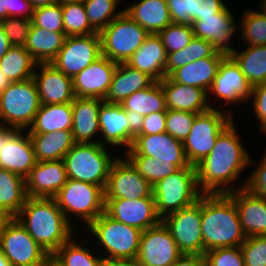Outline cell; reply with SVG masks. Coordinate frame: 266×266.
I'll return each instance as SVG.
<instances>
[{"mask_svg":"<svg viewBox=\"0 0 266 266\" xmlns=\"http://www.w3.org/2000/svg\"><path fill=\"white\" fill-rule=\"evenodd\" d=\"M234 120L219 134L211 152L196 167L198 187L203 194L230 193L242 171L250 166L251 157L245 150Z\"/></svg>","mask_w":266,"mask_h":266,"instance_id":"cell-1","label":"cell"},{"mask_svg":"<svg viewBox=\"0 0 266 266\" xmlns=\"http://www.w3.org/2000/svg\"><path fill=\"white\" fill-rule=\"evenodd\" d=\"M201 231L204 254L216 248L241 246L246 240L237 207L229 193L202 194Z\"/></svg>","mask_w":266,"mask_h":266,"instance_id":"cell-2","label":"cell"},{"mask_svg":"<svg viewBox=\"0 0 266 266\" xmlns=\"http://www.w3.org/2000/svg\"><path fill=\"white\" fill-rule=\"evenodd\" d=\"M15 218L49 254L75 235L76 229L53 198L28 197Z\"/></svg>","mask_w":266,"mask_h":266,"instance_id":"cell-3","label":"cell"},{"mask_svg":"<svg viewBox=\"0 0 266 266\" xmlns=\"http://www.w3.org/2000/svg\"><path fill=\"white\" fill-rule=\"evenodd\" d=\"M85 228L104 249L101 256L106 262L137 258L143 232L140 229L116 221L105 212Z\"/></svg>","mask_w":266,"mask_h":266,"instance_id":"cell-4","label":"cell"},{"mask_svg":"<svg viewBox=\"0 0 266 266\" xmlns=\"http://www.w3.org/2000/svg\"><path fill=\"white\" fill-rule=\"evenodd\" d=\"M157 214L161 219L197 202L202 196L195 166L179 168L152 187Z\"/></svg>","mask_w":266,"mask_h":266,"instance_id":"cell-5","label":"cell"},{"mask_svg":"<svg viewBox=\"0 0 266 266\" xmlns=\"http://www.w3.org/2000/svg\"><path fill=\"white\" fill-rule=\"evenodd\" d=\"M110 154L101 143H75L63 158L67 178L105 189L110 168L117 158Z\"/></svg>","mask_w":266,"mask_h":266,"instance_id":"cell-6","label":"cell"},{"mask_svg":"<svg viewBox=\"0 0 266 266\" xmlns=\"http://www.w3.org/2000/svg\"><path fill=\"white\" fill-rule=\"evenodd\" d=\"M53 199L72 225L71 216L88 226L105 211V191L96 184L67 179Z\"/></svg>","mask_w":266,"mask_h":266,"instance_id":"cell-7","label":"cell"},{"mask_svg":"<svg viewBox=\"0 0 266 266\" xmlns=\"http://www.w3.org/2000/svg\"><path fill=\"white\" fill-rule=\"evenodd\" d=\"M40 105L33 78L10 82L0 92V124L25 132L33 123Z\"/></svg>","mask_w":266,"mask_h":266,"instance_id":"cell-8","label":"cell"},{"mask_svg":"<svg viewBox=\"0 0 266 266\" xmlns=\"http://www.w3.org/2000/svg\"><path fill=\"white\" fill-rule=\"evenodd\" d=\"M231 109H209L195 117L191 131L183 142L192 166L201 162L214 147L219 134L234 120Z\"/></svg>","mask_w":266,"mask_h":266,"instance_id":"cell-9","label":"cell"},{"mask_svg":"<svg viewBox=\"0 0 266 266\" xmlns=\"http://www.w3.org/2000/svg\"><path fill=\"white\" fill-rule=\"evenodd\" d=\"M99 34L102 55L116 63H126L149 35L124 11Z\"/></svg>","mask_w":266,"mask_h":266,"instance_id":"cell-10","label":"cell"},{"mask_svg":"<svg viewBox=\"0 0 266 266\" xmlns=\"http://www.w3.org/2000/svg\"><path fill=\"white\" fill-rule=\"evenodd\" d=\"M182 254L203 255L201 197L194 204L162 219Z\"/></svg>","mask_w":266,"mask_h":266,"instance_id":"cell-11","label":"cell"},{"mask_svg":"<svg viewBox=\"0 0 266 266\" xmlns=\"http://www.w3.org/2000/svg\"><path fill=\"white\" fill-rule=\"evenodd\" d=\"M0 251L11 266H40L50 255L15 217L0 235Z\"/></svg>","mask_w":266,"mask_h":266,"instance_id":"cell-12","label":"cell"},{"mask_svg":"<svg viewBox=\"0 0 266 266\" xmlns=\"http://www.w3.org/2000/svg\"><path fill=\"white\" fill-rule=\"evenodd\" d=\"M101 56L102 49L99 33L67 36L63 47L51 64L65 75L74 78Z\"/></svg>","mask_w":266,"mask_h":266,"instance_id":"cell-13","label":"cell"},{"mask_svg":"<svg viewBox=\"0 0 266 266\" xmlns=\"http://www.w3.org/2000/svg\"><path fill=\"white\" fill-rule=\"evenodd\" d=\"M152 185L143 178L132 163L124 156L113 162L108 176L105 199L134 200L152 194Z\"/></svg>","mask_w":266,"mask_h":266,"instance_id":"cell-14","label":"cell"},{"mask_svg":"<svg viewBox=\"0 0 266 266\" xmlns=\"http://www.w3.org/2000/svg\"><path fill=\"white\" fill-rule=\"evenodd\" d=\"M252 88L237 63L227 55L219 65L216 77L207 92L208 103L211 109H216L215 106L210 104L211 97L213 99L212 103H214L213 97H216L215 99L223 100V103H225L223 105L248 102ZM211 94L212 96L210 97Z\"/></svg>","mask_w":266,"mask_h":266,"instance_id":"cell-15","label":"cell"},{"mask_svg":"<svg viewBox=\"0 0 266 266\" xmlns=\"http://www.w3.org/2000/svg\"><path fill=\"white\" fill-rule=\"evenodd\" d=\"M182 256L170 231L161 221L142 232L137 260L144 266H171Z\"/></svg>","mask_w":266,"mask_h":266,"instance_id":"cell-16","label":"cell"},{"mask_svg":"<svg viewBox=\"0 0 266 266\" xmlns=\"http://www.w3.org/2000/svg\"><path fill=\"white\" fill-rule=\"evenodd\" d=\"M123 155H143L157 158L162 163L174 164L178 169L190 165L183 142L176 140L170 134L137 135L131 147Z\"/></svg>","mask_w":266,"mask_h":266,"instance_id":"cell-17","label":"cell"},{"mask_svg":"<svg viewBox=\"0 0 266 266\" xmlns=\"http://www.w3.org/2000/svg\"><path fill=\"white\" fill-rule=\"evenodd\" d=\"M108 216L116 221L122 222L145 231L158 225L162 219L156 211L153 195L140 199H105V211Z\"/></svg>","mask_w":266,"mask_h":266,"instance_id":"cell-18","label":"cell"},{"mask_svg":"<svg viewBox=\"0 0 266 266\" xmlns=\"http://www.w3.org/2000/svg\"><path fill=\"white\" fill-rule=\"evenodd\" d=\"M41 104L72 103L73 79L51 63H38L33 74Z\"/></svg>","mask_w":266,"mask_h":266,"instance_id":"cell-19","label":"cell"},{"mask_svg":"<svg viewBox=\"0 0 266 266\" xmlns=\"http://www.w3.org/2000/svg\"><path fill=\"white\" fill-rule=\"evenodd\" d=\"M235 21L233 12L226 6L216 16L202 17L191 26L195 37L209 41L217 50L229 54L235 49L231 42L238 28Z\"/></svg>","mask_w":266,"mask_h":266,"instance_id":"cell-20","label":"cell"},{"mask_svg":"<svg viewBox=\"0 0 266 266\" xmlns=\"http://www.w3.org/2000/svg\"><path fill=\"white\" fill-rule=\"evenodd\" d=\"M117 64L102 55L83 69L72 78L75 96L104 100L110 89Z\"/></svg>","mask_w":266,"mask_h":266,"instance_id":"cell-21","label":"cell"},{"mask_svg":"<svg viewBox=\"0 0 266 266\" xmlns=\"http://www.w3.org/2000/svg\"><path fill=\"white\" fill-rule=\"evenodd\" d=\"M67 174L63 159L37 161L26 180V192L30 198H53L66 184Z\"/></svg>","mask_w":266,"mask_h":266,"instance_id":"cell-22","label":"cell"},{"mask_svg":"<svg viewBox=\"0 0 266 266\" xmlns=\"http://www.w3.org/2000/svg\"><path fill=\"white\" fill-rule=\"evenodd\" d=\"M16 130L0 151V168L26 179L37 163L29 133Z\"/></svg>","mask_w":266,"mask_h":266,"instance_id":"cell-23","label":"cell"},{"mask_svg":"<svg viewBox=\"0 0 266 266\" xmlns=\"http://www.w3.org/2000/svg\"><path fill=\"white\" fill-rule=\"evenodd\" d=\"M100 143L112 147H131L134 138L130 135V125L121 104L103 102L99 109Z\"/></svg>","mask_w":266,"mask_h":266,"instance_id":"cell-24","label":"cell"},{"mask_svg":"<svg viewBox=\"0 0 266 266\" xmlns=\"http://www.w3.org/2000/svg\"><path fill=\"white\" fill-rule=\"evenodd\" d=\"M103 102L104 100L100 98H74L72 102L73 123L71 131L75 143H100V140L94 137L100 134L99 109Z\"/></svg>","mask_w":266,"mask_h":266,"instance_id":"cell-25","label":"cell"},{"mask_svg":"<svg viewBox=\"0 0 266 266\" xmlns=\"http://www.w3.org/2000/svg\"><path fill=\"white\" fill-rule=\"evenodd\" d=\"M160 83L165 94L167 109L197 114L211 109L208 93L204 89L176 83L169 76L163 78Z\"/></svg>","mask_w":266,"mask_h":266,"instance_id":"cell-26","label":"cell"},{"mask_svg":"<svg viewBox=\"0 0 266 266\" xmlns=\"http://www.w3.org/2000/svg\"><path fill=\"white\" fill-rule=\"evenodd\" d=\"M166 62L167 52L160 37L158 34H149L126 64L147 74L155 82H160L166 77Z\"/></svg>","mask_w":266,"mask_h":266,"instance_id":"cell-27","label":"cell"},{"mask_svg":"<svg viewBox=\"0 0 266 266\" xmlns=\"http://www.w3.org/2000/svg\"><path fill=\"white\" fill-rule=\"evenodd\" d=\"M229 194L234 199L245 235L247 237L266 235V201L245 188Z\"/></svg>","mask_w":266,"mask_h":266,"instance_id":"cell-28","label":"cell"},{"mask_svg":"<svg viewBox=\"0 0 266 266\" xmlns=\"http://www.w3.org/2000/svg\"><path fill=\"white\" fill-rule=\"evenodd\" d=\"M228 54L217 51L213 56L196 60L174 70L169 77L176 83L209 91L219 65Z\"/></svg>","mask_w":266,"mask_h":266,"instance_id":"cell-29","label":"cell"},{"mask_svg":"<svg viewBox=\"0 0 266 266\" xmlns=\"http://www.w3.org/2000/svg\"><path fill=\"white\" fill-rule=\"evenodd\" d=\"M153 82L154 80L147 74L130 67L126 63H118L104 101L121 104L127 97L149 87Z\"/></svg>","mask_w":266,"mask_h":266,"instance_id":"cell-30","label":"cell"},{"mask_svg":"<svg viewBox=\"0 0 266 266\" xmlns=\"http://www.w3.org/2000/svg\"><path fill=\"white\" fill-rule=\"evenodd\" d=\"M123 11L149 34H158L172 23L167 0H139Z\"/></svg>","mask_w":266,"mask_h":266,"instance_id":"cell-31","label":"cell"},{"mask_svg":"<svg viewBox=\"0 0 266 266\" xmlns=\"http://www.w3.org/2000/svg\"><path fill=\"white\" fill-rule=\"evenodd\" d=\"M223 0H167L172 23L192 25L202 17L216 16L227 4Z\"/></svg>","mask_w":266,"mask_h":266,"instance_id":"cell-32","label":"cell"},{"mask_svg":"<svg viewBox=\"0 0 266 266\" xmlns=\"http://www.w3.org/2000/svg\"><path fill=\"white\" fill-rule=\"evenodd\" d=\"M37 161H56L75 144L71 130H61L52 133H29Z\"/></svg>","mask_w":266,"mask_h":266,"instance_id":"cell-33","label":"cell"},{"mask_svg":"<svg viewBox=\"0 0 266 266\" xmlns=\"http://www.w3.org/2000/svg\"><path fill=\"white\" fill-rule=\"evenodd\" d=\"M65 32H51L32 23L24 47L37 63H51L63 47Z\"/></svg>","mask_w":266,"mask_h":266,"instance_id":"cell-34","label":"cell"},{"mask_svg":"<svg viewBox=\"0 0 266 266\" xmlns=\"http://www.w3.org/2000/svg\"><path fill=\"white\" fill-rule=\"evenodd\" d=\"M73 123L72 103L41 104L28 133H52L71 130Z\"/></svg>","mask_w":266,"mask_h":266,"instance_id":"cell-35","label":"cell"},{"mask_svg":"<svg viewBox=\"0 0 266 266\" xmlns=\"http://www.w3.org/2000/svg\"><path fill=\"white\" fill-rule=\"evenodd\" d=\"M242 52L236 48L228 55L237 63L251 86L266 82V46H247Z\"/></svg>","mask_w":266,"mask_h":266,"instance_id":"cell-36","label":"cell"},{"mask_svg":"<svg viewBox=\"0 0 266 266\" xmlns=\"http://www.w3.org/2000/svg\"><path fill=\"white\" fill-rule=\"evenodd\" d=\"M27 198L26 180L14 172L0 168V208L15 217Z\"/></svg>","mask_w":266,"mask_h":266,"instance_id":"cell-37","label":"cell"},{"mask_svg":"<svg viewBox=\"0 0 266 266\" xmlns=\"http://www.w3.org/2000/svg\"><path fill=\"white\" fill-rule=\"evenodd\" d=\"M37 62L24 46H12L0 60V70L10 82L33 77Z\"/></svg>","mask_w":266,"mask_h":266,"instance_id":"cell-38","label":"cell"},{"mask_svg":"<svg viewBox=\"0 0 266 266\" xmlns=\"http://www.w3.org/2000/svg\"><path fill=\"white\" fill-rule=\"evenodd\" d=\"M121 105L124 110L135 111L143 116L153 112L167 111L161 83L155 81L149 87L127 97Z\"/></svg>","mask_w":266,"mask_h":266,"instance_id":"cell-39","label":"cell"},{"mask_svg":"<svg viewBox=\"0 0 266 266\" xmlns=\"http://www.w3.org/2000/svg\"><path fill=\"white\" fill-rule=\"evenodd\" d=\"M217 51L209 41L194 36L192 41L183 49L167 53L166 77L177 68L202 58L211 57Z\"/></svg>","mask_w":266,"mask_h":266,"instance_id":"cell-40","label":"cell"},{"mask_svg":"<svg viewBox=\"0 0 266 266\" xmlns=\"http://www.w3.org/2000/svg\"><path fill=\"white\" fill-rule=\"evenodd\" d=\"M74 238L76 236L62 244L53 254L63 266H106V261L101 255L93 254L87 246L75 241Z\"/></svg>","mask_w":266,"mask_h":266,"instance_id":"cell-41","label":"cell"},{"mask_svg":"<svg viewBox=\"0 0 266 266\" xmlns=\"http://www.w3.org/2000/svg\"><path fill=\"white\" fill-rule=\"evenodd\" d=\"M259 10L245 9L242 12L238 33L241 32L240 38L248 46H266V12L262 8Z\"/></svg>","mask_w":266,"mask_h":266,"instance_id":"cell-42","label":"cell"},{"mask_svg":"<svg viewBox=\"0 0 266 266\" xmlns=\"http://www.w3.org/2000/svg\"><path fill=\"white\" fill-rule=\"evenodd\" d=\"M121 0H85L84 6L91 27L100 33L123 10L117 11Z\"/></svg>","mask_w":266,"mask_h":266,"instance_id":"cell-43","label":"cell"},{"mask_svg":"<svg viewBox=\"0 0 266 266\" xmlns=\"http://www.w3.org/2000/svg\"><path fill=\"white\" fill-rule=\"evenodd\" d=\"M63 24L66 36L97 33L90 25L84 3H62Z\"/></svg>","mask_w":266,"mask_h":266,"instance_id":"cell-44","label":"cell"},{"mask_svg":"<svg viewBox=\"0 0 266 266\" xmlns=\"http://www.w3.org/2000/svg\"><path fill=\"white\" fill-rule=\"evenodd\" d=\"M137 169L139 174L152 186L159 180L178 170L174 164L162 163L157 158L143 155H124Z\"/></svg>","mask_w":266,"mask_h":266,"instance_id":"cell-45","label":"cell"},{"mask_svg":"<svg viewBox=\"0 0 266 266\" xmlns=\"http://www.w3.org/2000/svg\"><path fill=\"white\" fill-rule=\"evenodd\" d=\"M158 36L166 52L171 53L186 47L192 41L194 34L191 25L171 23L159 32Z\"/></svg>","mask_w":266,"mask_h":266,"instance_id":"cell-46","label":"cell"},{"mask_svg":"<svg viewBox=\"0 0 266 266\" xmlns=\"http://www.w3.org/2000/svg\"><path fill=\"white\" fill-rule=\"evenodd\" d=\"M32 23L51 32H65L61 3L57 2L33 10Z\"/></svg>","mask_w":266,"mask_h":266,"instance_id":"cell-47","label":"cell"},{"mask_svg":"<svg viewBox=\"0 0 266 266\" xmlns=\"http://www.w3.org/2000/svg\"><path fill=\"white\" fill-rule=\"evenodd\" d=\"M197 115V113L167 109L166 133L184 142Z\"/></svg>","mask_w":266,"mask_h":266,"instance_id":"cell-48","label":"cell"},{"mask_svg":"<svg viewBox=\"0 0 266 266\" xmlns=\"http://www.w3.org/2000/svg\"><path fill=\"white\" fill-rule=\"evenodd\" d=\"M240 248L245 266H266V235L249 236Z\"/></svg>","mask_w":266,"mask_h":266,"instance_id":"cell-49","label":"cell"},{"mask_svg":"<svg viewBox=\"0 0 266 266\" xmlns=\"http://www.w3.org/2000/svg\"><path fill=\"white\" fill-rule=\"evenodd\" d=\"M0 25L12 46H24L32 26V21L28 18L7 17L0 20Z\"/></svg>","mask_w":266,"mask_h":266,"instance_id":"cell-50","label":"cell"},{"mask_svg":"<svg viewBox=\"0 0 266 266\" xmlns=\"http://www.w3.org/2000/svg\"><path fill=\"white\" fill-rule=\"evenodd\" d=\"M204 257L206 266H245L240 246L212 249Z\"/></svg>","mask_w":266,"mask_h":266,"instance_id":"cell-51","label":"cell"},{"mask_svg":"<svg viewBox=\"0 0 266 266\" xmlns=\"http://www.w3.org/2000/svg\"><path fill=\"white\" fill-rule=\"evenodd\" d=\"M255 167L243 185L248 192L266 201V153Z\"/></svg>","mask_w":266,"mask_h":266,"instance_id":"cell-52","label":"cell"},{"mask_svg":"<svg viewBox=\"0 0 266 266\" xmlns=\"http://www.w3.org/2000/svg\"><path fill=\"white\" fill-rule=\"evenodd\" d=\"M253 99L255 118L260 121V133H266V82L253 86L250 99Z\"/></svg>","mask_w":266,"mask_h":266,"instance_id":"cell-53","label":"cell"},{"mask_svg":"<svg viewBox=\"0 0 266 266\" xmlns=\"http://www.w3.org/2000/svg\"><path fill=\"white\" fill-rule=\"evenodd\" d=\"M167 111L153 112L144 116V122L139 135L159 134L166 132Z\"/></svg>","mask_w":266,"mask_h":266,"instance_id":"cell-54","label":"cell"},{"mask_svg":"<svg viewBox=\"0 0 266 266\" xmlns=\"http://www.w3.org/2000/svg\"><path fill=\"white\" fill-rule=\"evenodd\" d=\"M7 17L32 19L34 8L29 0H6Z\"/></svg>","mask_w":266,"mask_h":266,"instance_id":"cell-55","label":"cell"},{"mask_svg":"<svg viewBox=\"0 0 266 266\" xmlns=\"http://www.w3.org/2000/svg\"><path fill=\"white\" fill-rule=\"evenodd\" d=\"M130 125V135L135 138L141 133L144 116L135 111L125 110Z\"/></svg>","mask_w":266,"mask_h":266,"instance_id":"cell-56","label":"cell"},{"mask_svg":"<svg viewBox=\"0 0 266 266\" xmlns=\"http://www.w3.org/2000/svg\"><path fill=\"white\" fill-rule=\"evenodd\" d=\"M171 266H206L203 255L182 254Z\"/></svg>","mask_w":266,"mask_h":266,"instance_id":"cell-57","label":"cell"},{"mask_svg":"<svg viewBox=\"0 0 266 266\" xmlns=\"http://www.w3.org/2000/svg\"><path fill=\"white\" fill-rule=\"evenodd\" d=\"M12 47L8 36L5 34L4 29L0 25V60Z\"/></svg>","mask_w":266,"mask_h":266,"instance_id":"cell-58","label":"cell"},{"mask_svg":"<svg viewBox=\"0 0 266 266\" xmlns=\"http://www.w3.org/2000/svg\"><path fill=\"white\" fill-rule=\"evenodd\" d=\"M106 266H144L142 265L137 258L134 259H118L107 261Z\"/></svg>","mask_w":266,"mask_h":266,"instance_id":"cell-59","label":"cell"},{"mask_svg":"<svg viewBox=\"0 0 266 266\" xmlns=\"http://www.w3.org/2000/svg\"><path fill=\"white\" fill-rule=\"evenodd\" d=\"M16 130L8 127L4 124H0V151L2 150L5 141L15 132Z\"/></svg>","mask_w":266,"mask_h":266,"instance_id":"cell-60","label":"cell"},{"mask_svg":"<svg viewBox=\"0 0 266 266\" xmlns=\"http://www.w3.org/2000/svg\"><path fill=\"white\" fill-rule=\"evenodd\" d=\"M14 217L10 215L6 210L0 208V235L3 233L6 225L13 219Z\"/></svg>","mask_w":266,"mask_h":266,"instance_id":"cell-61","label":"cell"},{"mask_svg":"<svg viewBox=\"0 0 266 266\" xmlns=\"http://www.w3.org/2000/svg\"><path fill=\"white\" fill-rule=\"evenodd\" d=\"M29 1L31 2V5L34 9L39 7H45L59 2V0H29Z\"/></svg>","mask_w":266,"mask_h":266,"instance_id":"cell-62","label":"cell"},{"mask_svg":"<svg viewBox=\"0 0 266 266\" xmlns=\"http://www.w3.org/2000/svg\"><path fill=\"white\" fill-rule=\"evenodd\" d=\"M40 266H63L60 261L53 255L50 254Z\"/></svg>","mask_w":266,"mask_h":266,"instance_id":"cell-63","label":"cell"},{"mask_svg":"<svg viewBox=\"0 0 266 266\" xmlns=\"http://www.w3.org/2000/svg\"><path fill=\"white\" fill-rule=\"evenodd\" d=\"M7 18L6 0H0V20Z\"/></svg>","mask_w":266,"mask_h":266,"instance_id":"cell-64","label":"cell"},{"mask_svg":"<svg viewBox=\"0 0 266 266\" xmlns=\"http://www.w3.org/2000/svg\"><path fill=\"white\" fill-rule=\"evenodd\" d=\"M9 84H10V81L0 70V92L4 90Z\"/></svg>","mask_w":266,"mask_h":266,"instance_id":"cell-65","label":"cell"},{"mask_svg":"<svg viewBox=\"0 0 266 266\" xmlns=\"http://www.w3.org/2000/svg\"><path fill=\"white\" fill-rule=\"evenodd\" d=\"M0 266H11L8 259L0 251Z\"/></svg>","mask_w":266,"mask_h":266,"instance_id":"cell-66","label":"cell"},{"mask_svg":"<svg viewBox=\"0 0 266 266\" xmlns=\"http://www.w3.org/2000/svg\"><path fill=\"white\" fill-rule=\"evenodd\" d=\"M85 0H59V3H75V2H84Z\"/></svg>","mask_w":266,"mask_h":266,"instance_id":"cell-67","label":"cell"},{"mask_svg":"<svg viewBox=\"0 0 266 266\" xmlns=\"http://www.w3.org/2000/svg\"><path fill=\"white\" fill-rule=\"evenodd\" d=\"M260 6L266 12V0H261Z\"/></svg>","mask_w":266,"mask_h":266,"instance_id":"cell-68","label":"cell"}]
</instances>
